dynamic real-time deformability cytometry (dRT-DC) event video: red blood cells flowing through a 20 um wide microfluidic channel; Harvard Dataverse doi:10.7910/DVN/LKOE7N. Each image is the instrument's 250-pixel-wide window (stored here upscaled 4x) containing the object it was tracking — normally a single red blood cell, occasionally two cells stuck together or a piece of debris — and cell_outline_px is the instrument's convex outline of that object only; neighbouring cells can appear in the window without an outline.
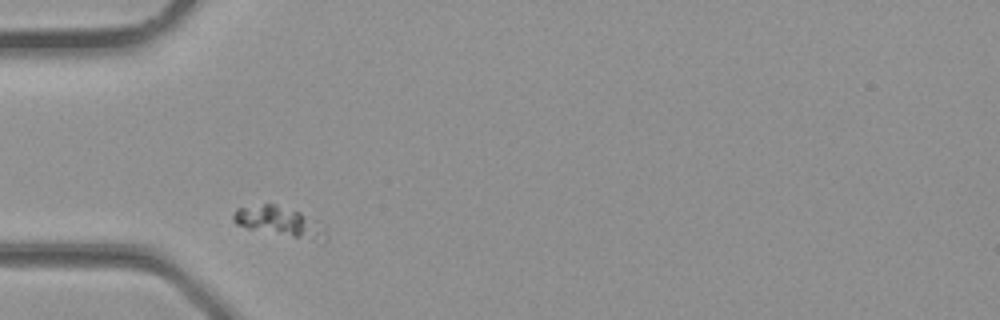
{"species": "common noctule bat (a hibernating species)", "species_latin": "Nyctalus noctula", "temperature_condition": "room temperature", "stored_images_in_passage": 21, "camera_frame_rate_fps": 3000, "um_per_image_px": 0.085, "animal": {"sex": "male", "body_mass_g": 23.1, "forearm_length_mm": 52.7}, "frame": {"image": 1, "passage_image": 3, "time_ms": 0.667, "image_size_px": [1000, 320], "cell_outline_px": [[328, 240], [312, 240], [248, 228], [236, 224], [232, 220], [232, 216], [236, 208], [264, 204], [276, 204], [300, 212], [316, 220], [328, 232]], "centroid_in_image_um": [23.77, 18.83], "position_along_channel_um": 61.2, "area_um2": 15.84}}
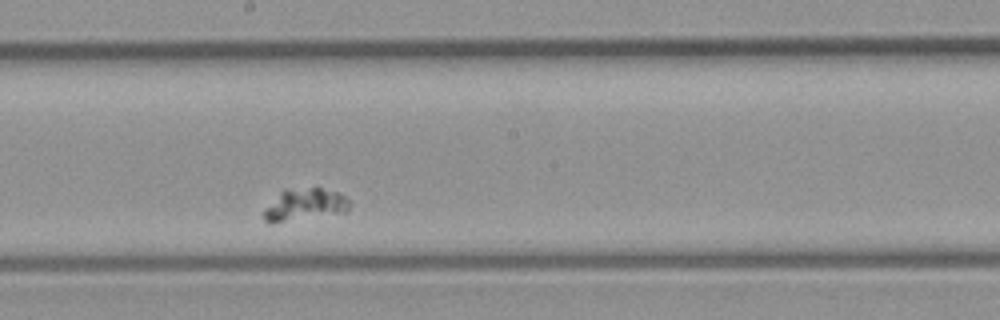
{"frame": {"image": 2, "passage_image": 12, "time_ms": 3.667, "image_size_px": [1000, 320], "cell_outline_px": [[352, 204], [348, 212], [272, 224], [268, 224], [264, 220], [264, 212], [280, 192], [288, 188], [320, 188], [340, 192]], "centroid_in_image_um": [25.96, 17.41], "position_along_channel_um": 222.2, "area_um2": 16.18}}
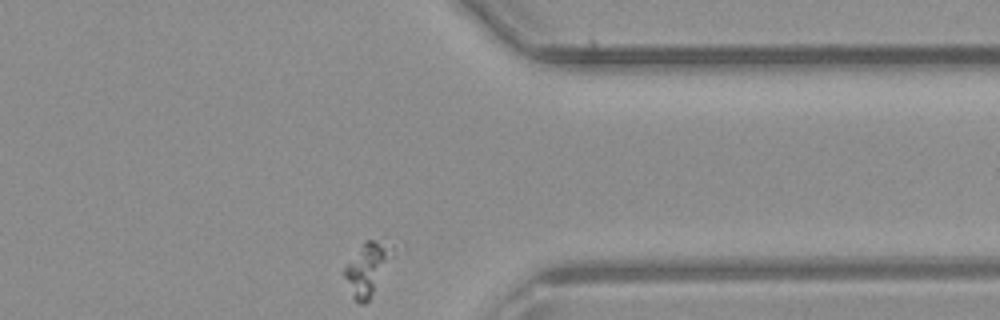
{"frame": {"image": 3, "passage_image": 21, "time_ms": 6.667, "image_size_px": [1000, 320], "cell_outline_px": [[396, 256], [368, 300], [364, 304], [360, 304], [352, 296], [344, 276], [344, 264], [364, 240], [384, 236], [396, 248]], "centroid_in_image_um": [31.31, 22.7], "position_along_channel_um": 380.1, "area_um2": 15.84}}